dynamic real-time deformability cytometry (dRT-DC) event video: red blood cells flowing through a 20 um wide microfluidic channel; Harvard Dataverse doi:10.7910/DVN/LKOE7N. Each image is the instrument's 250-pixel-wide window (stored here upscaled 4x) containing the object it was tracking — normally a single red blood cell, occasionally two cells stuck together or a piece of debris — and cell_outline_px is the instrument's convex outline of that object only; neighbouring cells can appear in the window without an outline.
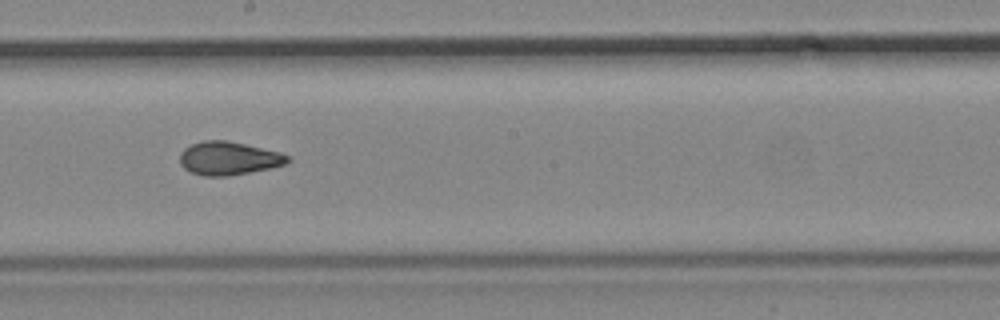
{"species": "common noctule bat (a hibernating species)", "species_latin": "Nyctalus noctula", "temperature_condition": "cold", "stored_images_in_passage": 18, "camera_frame_rate_fps": 3000, "um_per_image_px": 0.085, "animal": {"sex": "male", "body_mass_g": 19.2, "forearm_length_mm": 51.8}, "frame": {"image": 1, "passage_image": 11, "time_ms": 12.667, "image_size_px": [1000, 320], "cell_outline_px": [[292, 160], [284, 164], [272, 168], [228, 176], [204, 176], [192, 172], [184, 168], [180, 164], [180, 152], [184, 148], [192, 144], [204, 140], [224, 140], [244, 144], [280, 152], [288, 156]], "centroid_in_image_um": [19.43, 13.46], "position_along_channel_um": 228.8, "area_um2": 20.87}}
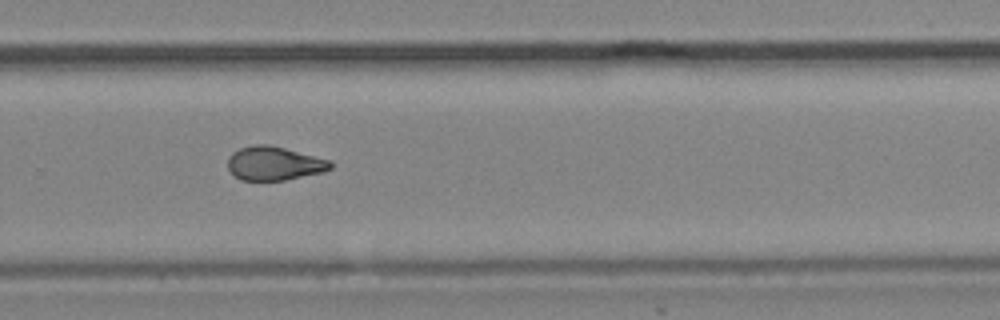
{"frame": {"image": 2, "passage_image": 13, "time_ms": 15.0, "image_size_px": [1000, 320], "cell_outline_px": [[332, 168], [324, 172], [284, 180], [240, 180], [228, 168], [228, 156], [232, 152], [240, 148], [256, 144], [268, 144], [332, 160]], "centroid_in_image_um": [23.32, 13.88], "position_along_channel_um": 306.5, "area_um2": 20.23}}